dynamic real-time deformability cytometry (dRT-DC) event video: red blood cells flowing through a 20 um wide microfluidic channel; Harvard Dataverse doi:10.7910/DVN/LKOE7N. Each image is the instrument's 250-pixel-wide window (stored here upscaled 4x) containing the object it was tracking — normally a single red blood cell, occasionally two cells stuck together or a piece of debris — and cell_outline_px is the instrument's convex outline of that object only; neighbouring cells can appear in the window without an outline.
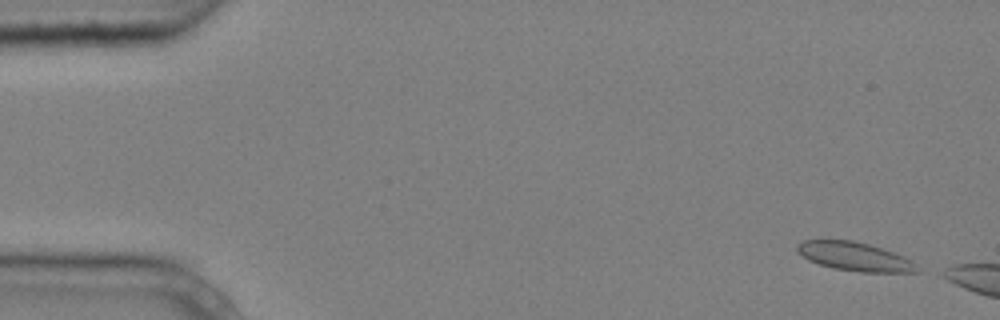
{"species": "common noctule bat (a hibernating species)", "species_latin": "Nyctalus noctula", "temperature_condition": "cold", "stored_images_in_passage": 3, "camera_frame_rate_fps": 3000, "um_per_image_px": 0.085, "animal": {"sex": "male", "body_mass_g": 20.4}, "frame": {"image": 1, "passage_image": 1, "time_ms": 0.0, "image_size_px": [1000, 320], "cell_outline_px": [[920, 272], [860, 272], [832, 268], [808, 260], [796, 252], [796, 244], [800, 240], [852, 240], [868, 244], [904, 256], [912, 260], [920, 268]], "centroid_in_image_um": [72.63, 21.81], "position_along_channel_um": 12.4, "area_um2": 20.17}}